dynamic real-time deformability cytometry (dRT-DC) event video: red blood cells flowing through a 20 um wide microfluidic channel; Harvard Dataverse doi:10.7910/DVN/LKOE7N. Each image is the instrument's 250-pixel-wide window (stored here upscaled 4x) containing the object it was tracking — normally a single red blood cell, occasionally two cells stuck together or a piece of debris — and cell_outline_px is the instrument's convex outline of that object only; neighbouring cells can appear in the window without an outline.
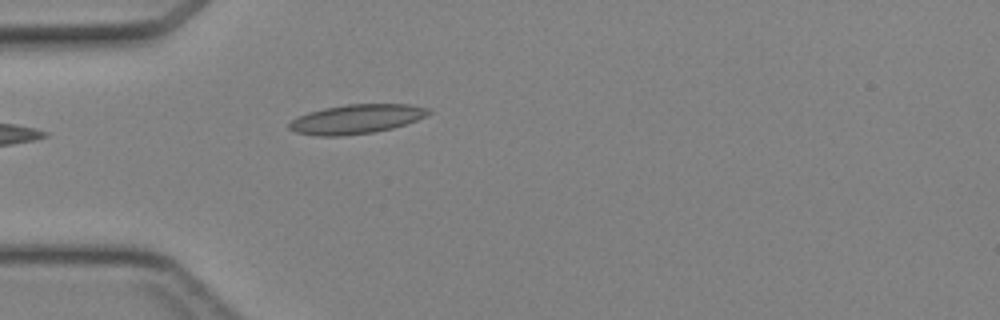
{"species": "Egyptian fruit bat (a non-hibernating species)", "species_latin": "Rousettus aegyptiacus", "temperature_condition": "cold", "stored_images_in_passage": 15, "camera_frame_rate_fps": 3000, "um_per_image_px": 0.085, "animal": {"sex": "female"}, "frame": {"image": 1, "passage_image": 1, "time_ms": 0.0, "image_size_px": [1000, 320], "cell_outline_px": [[432, 112], [416, 120], [392, 128], [372, 132], [340, 136], [320, 136], [296, 132], [288, 128], [288, 124], [292, 120], [308, 112], [324, 108], [348, 104], [408, 104], [428, 108]], "centroid_in_image_um": [30.28, 10.11], "position_along_channel_um": 54.7, "area_um2": 23.47}}
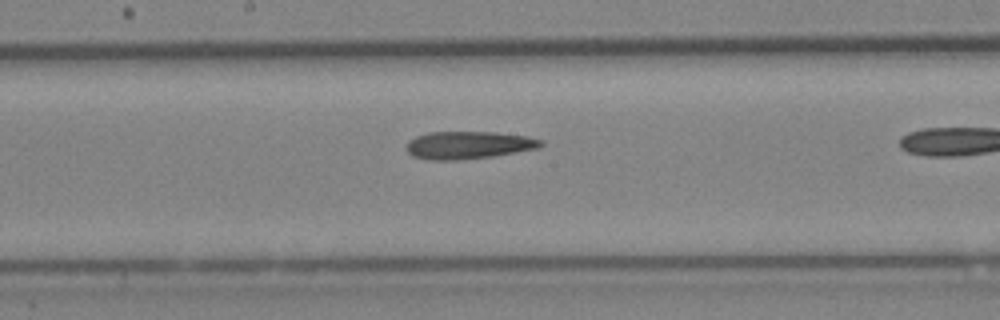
{"frame": {"image": 2, "passage_image": 9, "time_ms": 2.667, "image_size_px": [1000, 320], "cell_outline_px": [[544, 144], [540, 148], [492, 156], [456, 160], [428, 160], [412, 156], [404, 148], [408, 140], [416, 136], [428, 132], [496, 132], [528, 136], [544, 140]], "centroid_in_image_um": [39.81, 12.33], "position_along_channel_um": 208.4, "area_um2": 21.91}}
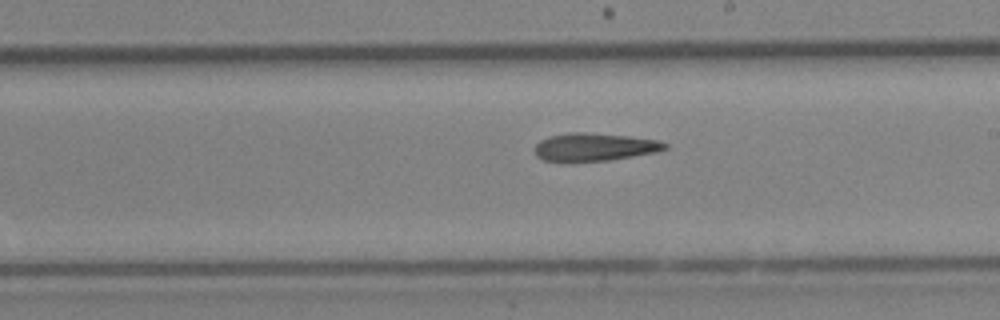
{"frame": {"image": 3, "passage_image": 11, "time_ms": 3.333, "image_size_px": [1000, 320], "cell_outline_px": [[668, 148], [656, 152], [608, 160], [572, 164], [568, 164], [544, 160], [536, 156], [536, 144], [540, 140], [548, 136], [568, 132], [584, 132], [628, 136], [660, 140], [668, 144]], "centroid_in_image_um": [50.48, 12.52], "position_along_channel_um": 238.5, "area_um2": 21.79}}